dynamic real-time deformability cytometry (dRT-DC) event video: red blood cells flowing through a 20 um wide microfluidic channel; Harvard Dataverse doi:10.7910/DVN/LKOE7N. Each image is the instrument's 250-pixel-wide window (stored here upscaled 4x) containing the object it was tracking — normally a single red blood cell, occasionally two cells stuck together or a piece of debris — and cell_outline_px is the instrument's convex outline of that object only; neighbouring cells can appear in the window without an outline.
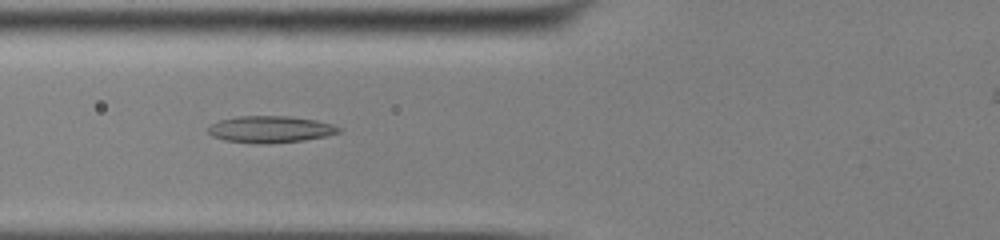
{"species": "common noctule bat (a hibernating species)", "species_latin": "Nyctalus noctula", "temperature_condition": "cold", "stored_images_in_passage": 53, "camera_frame_rate_fps": 3000, "um_per_image_px": 0.085, "animal": {"sex": "male", "body_mass_g": 13.0, "forearm_length_mm": 53.1}, "frame": {"image": 1, "passage_image": 23, "time_ms": 7.333, "image_size_px": [1000, 240], "cell_outline_px": [[340, 132], [324, 136], [304, 140], [268, 144], [256, 144], [224, 140], [212, 136], [208, 132], [208, 128], [212, 124], [220, 120], [240, 116], [288, 116], [316, 120], [332, 124], [340, 128]], "centroid_in_image_um": [22.96, 11.0], "position_along_channel_um": 102.8, "area_um2": 20.29}}
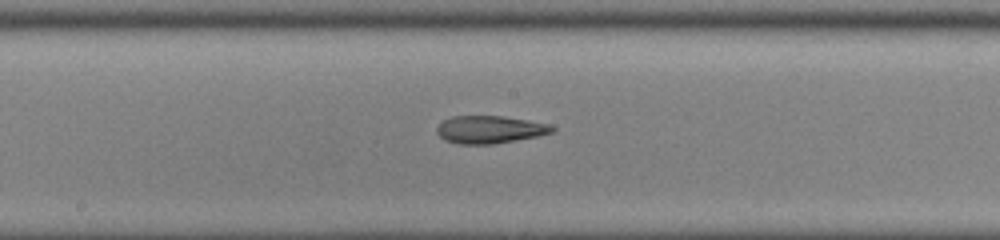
{"frame": {"image": 2, "passage_image": 31, "time_ms": 10.0, "image_size_px": [1000, 240], "cell_outline_px": [[556, 128], [552, 132], [536, 136], [492, 144], [456, 144], [444, 140], [436, 132], [436, 128], [444, 120], [452, 116], [504, 116], [528, 120], [548, 124]], "centroid_in_image_um": [41.59, 11.01], "position_along_channel_um": 206.6, "area_um2": 18.44}}
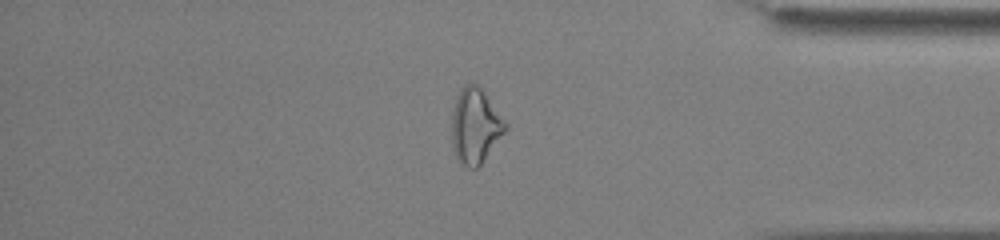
{"frame": {"image": 3, "passage_image": 47, "time_ms": 15.333, "image_size_px": [1000, 240], "cell_outline_px": [[508, 128], [480, 164], [476, 168], [468, 168], [460, 164], [456, 156], [452, 144], [452, 112], [456, 96], [460, 88], [464, 84], [476, 84], [484, 92], [508, 124]], "centroid_in_image_um": [40.38, 10.7], "position_along_channel_um": 394.8, "area_um2": 23.35}}